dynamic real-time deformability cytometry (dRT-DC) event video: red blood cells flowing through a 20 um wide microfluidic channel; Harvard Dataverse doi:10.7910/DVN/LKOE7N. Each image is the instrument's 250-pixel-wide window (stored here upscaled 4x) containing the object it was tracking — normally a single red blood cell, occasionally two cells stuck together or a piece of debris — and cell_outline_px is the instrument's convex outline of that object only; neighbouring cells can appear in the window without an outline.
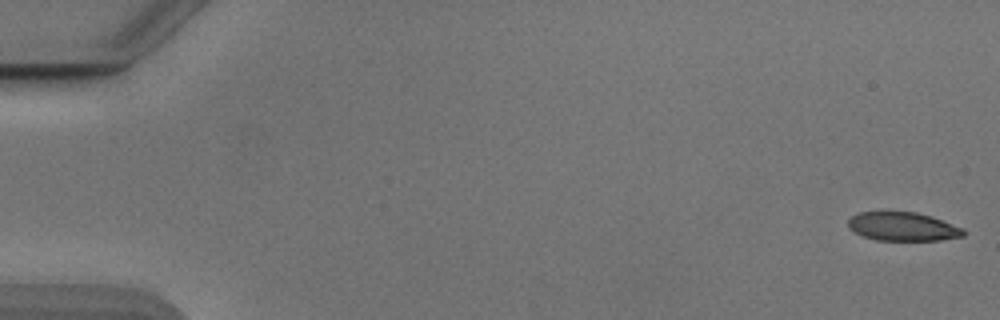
{"species": "Egyptian fruit bat (a non-hibernating species)", "species_latin": "Rousettus aegyptiacus", "temperature_condition": "cold", "stored_images_in_passage": 53, "camera_frame_rate_fps": 3000, "um_per_image_px": 0.085, "animal": {"sex": "male"}, "frame": {"image": 1, "passage_image": 1, "time_ms": 0.0, "image_size_px": [1000, 320], "cell_outline_px": [[964, 236], [940, 240], [876, 240], [864, 236], [848, 228], [848, 220], [856, 212], [916, 212], [932, 216], [964, 228]], "centroid_in_image_um": [76.75, 19.25], "position_along_channel_um": 8.3, "area_um2": 19.25}}
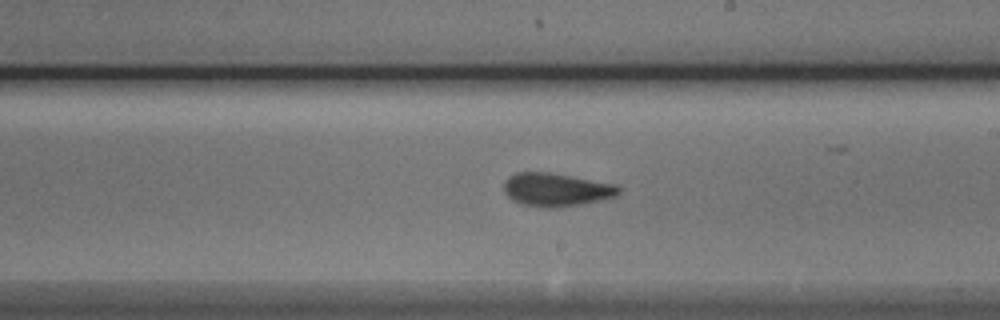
{"frame": {"image": 2, "passage_image": 31, "time_ms": 10.0, "image_size_px": [1000, 320], "cell_outline_px": [[620, 192], [616, 196], [600, 200], [580, 204], [552, 208], [540, 208], [520, 204], [512, 200], [504, 192], [504, 180], [508, 176], [516, 172], [552, 172], [616, 184], [620, 188]], "centroid_in_image_um": [47.25, 16.11], "position_along_channel_um": 241.8, "area_um2": 22.54}}
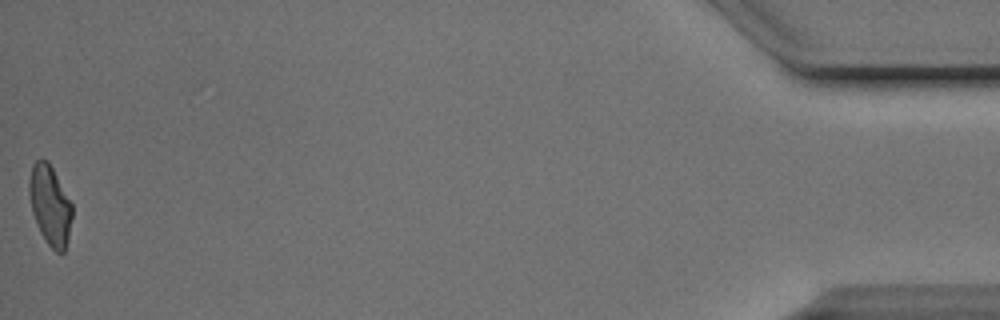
{"frame": {"image": 3, "passage_image": 53, "time_ms": 17.333, "image_size_px": [1000, 320], "cell_outline_px": [[72, 216], [68, 240], [64, 252], [56, 252], [48, 244], [40, 232], [32, 212], [28, 192], [28, 180], [32, 164], [36, 160], [48, 160], [72, 204]], "centroid_in_image_um": [4.24, 17.43], "position_along_channel_um": 431.0, "area_um2": 19.94}, "authors_computed_cell_mechanics": {"area_um2": 21.2126, "velocity_mm_per_s": 3.8808, "shape_relaxation_time_tau1_ms": 4.2376, "shape_relaxation_time_tau2_ms": 1.6389, "deformation_change_tau1": 0.1389, "deformation_change_tau2": 0.0607}}